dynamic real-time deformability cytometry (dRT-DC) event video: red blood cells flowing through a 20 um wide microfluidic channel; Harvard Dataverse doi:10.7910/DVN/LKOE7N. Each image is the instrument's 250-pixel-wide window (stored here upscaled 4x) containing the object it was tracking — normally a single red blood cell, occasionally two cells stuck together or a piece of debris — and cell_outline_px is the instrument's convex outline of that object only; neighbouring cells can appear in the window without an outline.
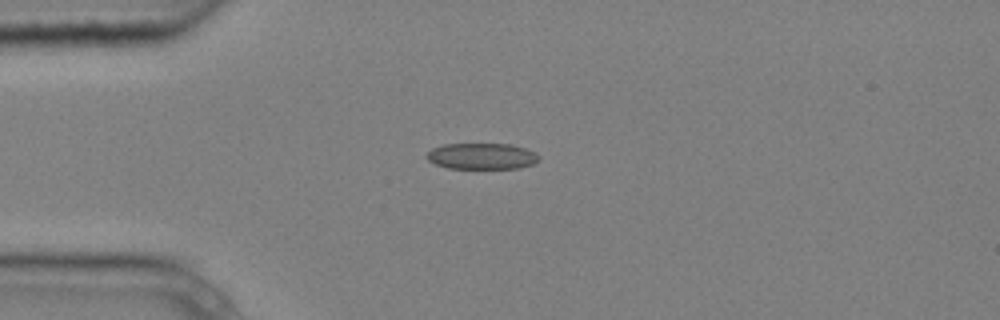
{"species": "common noctule bat (a hibernating species)", "species_latin": "Nyctalus noctula", "temperature_condition": "cold", "stored_images_in_passage": 4, "segment_of_instrument_passage": [2, 2], "camera_frame_rate_fps": 3000, "um_per_image_px": 0.085, "animal": {"sex": "male", "body_mass_g": 20.4}, "frame": {"image": 1, "passage_image": 4, "time_ms": 1.0, "image_size_px": [1000, 320], "cell_outline_px": [[540, 160], [532, 164], [520, 168], [448, 168], [436, 164], [428, 160], [424, 156], [432, 148], [444, 144], [508, 144], [524, 148], [540, 156]], "centroid_in_image_um": [40.93, 13.28], "position_along_channel_um": 44.1, "area_um2": 16.99}}